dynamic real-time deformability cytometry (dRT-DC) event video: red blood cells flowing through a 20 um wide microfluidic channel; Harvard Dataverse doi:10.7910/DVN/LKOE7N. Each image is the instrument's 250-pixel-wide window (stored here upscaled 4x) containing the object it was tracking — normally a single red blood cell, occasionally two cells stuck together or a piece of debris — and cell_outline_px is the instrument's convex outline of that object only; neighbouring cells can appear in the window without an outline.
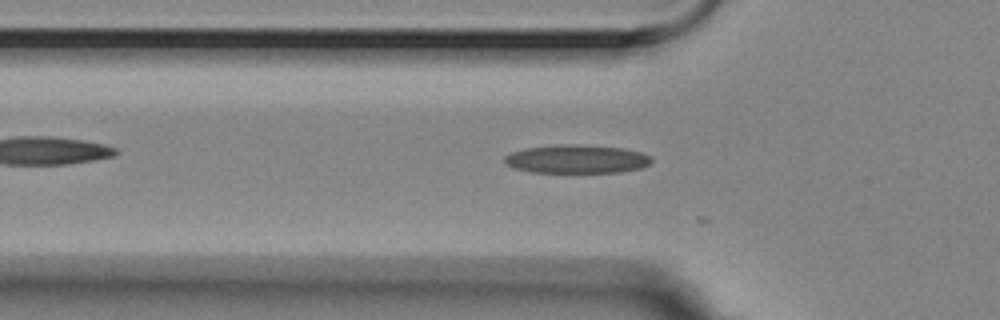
{"species": "Egyptian fruit bat (a non-hibernating species)", "species_latin": "Rousettus aegyptiacus", "temperature_condition": "room temperature", "stored_images_in_passage": 17, "camera_frame_rate_fps": 3000, "um_per_image_px": 0.085, "animal": {"sex": "female"}, "frame": {"image": 1, "passage_image": 16, "time_ms": 5.0, "image_size_px": [1000, 320], "cell_outline_px": [[652, 160], [648, 164], [640, 168], [620, 172], [532, 172], [516, 168], [508, 164], [504, 160], [504, 156], [512, 152], [524, 148], [556, 144], [584, 144], [624, 148], [640, 152], [652, 156]], "centroid_in_image_um": [49.04, 13.5], "position_along_channel_um": 76.8, "area_um2": 24.45}}